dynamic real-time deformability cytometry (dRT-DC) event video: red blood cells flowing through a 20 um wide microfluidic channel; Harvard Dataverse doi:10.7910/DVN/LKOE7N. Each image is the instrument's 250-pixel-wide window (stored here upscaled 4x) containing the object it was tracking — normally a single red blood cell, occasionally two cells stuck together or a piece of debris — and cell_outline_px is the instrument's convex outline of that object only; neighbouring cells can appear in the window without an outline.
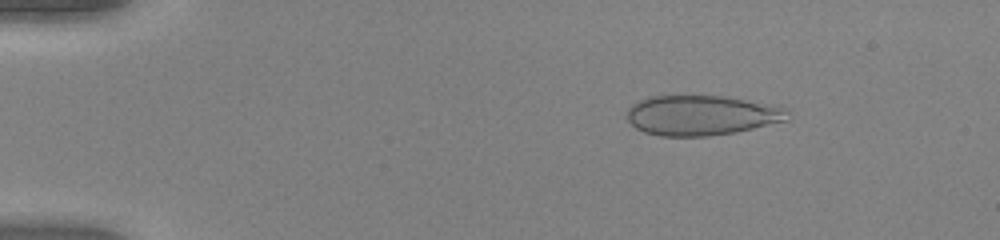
{"species": "human", "species_latin": "Homo sapiens", "temperature_condition": "warm", "stored_images_in_passage": 51, "camera_frame_rate_fps": 3000, "um_per_image_px": 0.085, "donor": {"sex": "female"}, "frame": {"image": 1, "passage_image": 8, "time_ms": 2.333, "image_size_px": [1000, 240], "cell_outline_px": [[792, 116], [788, 120], [736, 132], [708, 136], [660, 136], [644, 132], [636, 128], [628, 120], [628, 108], [632, 104], [648, 96], [724, 96], [780, 104]], "centroid_in_image_um": [59.7, 9.79], "position_along_channel_um": 25.3, "area_um2": 37.86}}
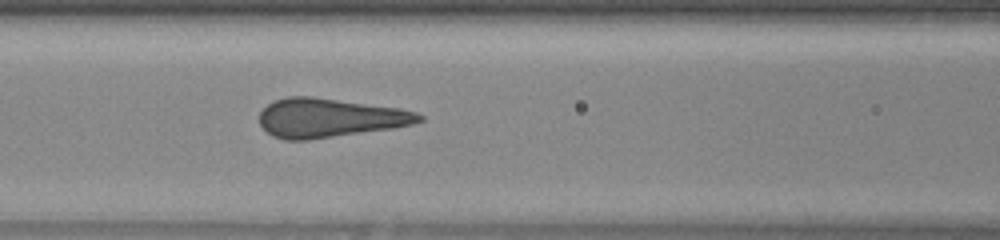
{"frame": {"image": 2, "passage_image": 23, "time_ms": 7.333, "image_size_px": [1000, 240], "cell_outline_px": [[424, 120], [412, 124], [392, 128], [308, 140], [284, 140], [272, 136], [260, 124], [260, 112], [268, 104], [276, 100], [288, 96], [312, 96], [400, 108], [416, 112], [424, 116]], "centroid_in_image_um": [28.01, 10.01], "position_along_channel_um": 138.6, "area_um2": 36.18}}
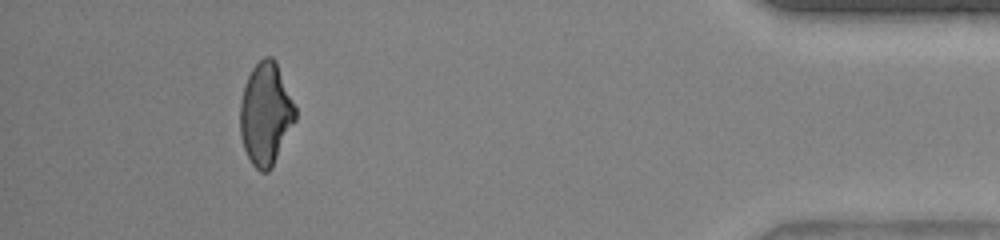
{"frame": {"image": 3, "passage_image": 47, "time_ms": 15.333, "image_size_px": [1000, 240], "cell_outline_px": [[296, 120], [272, 168], [268, 172], [260, 172], [252, 164], [244, 148], [240, 136], [240, 100], [244, 84], [252, 68], [264, 56], [272, 56], [276, 60], [296, 108]], "centroid_in_image_um": [22.58, 9.68], "position_along_channel_um": 412.6, "area_um2": 33.18}}